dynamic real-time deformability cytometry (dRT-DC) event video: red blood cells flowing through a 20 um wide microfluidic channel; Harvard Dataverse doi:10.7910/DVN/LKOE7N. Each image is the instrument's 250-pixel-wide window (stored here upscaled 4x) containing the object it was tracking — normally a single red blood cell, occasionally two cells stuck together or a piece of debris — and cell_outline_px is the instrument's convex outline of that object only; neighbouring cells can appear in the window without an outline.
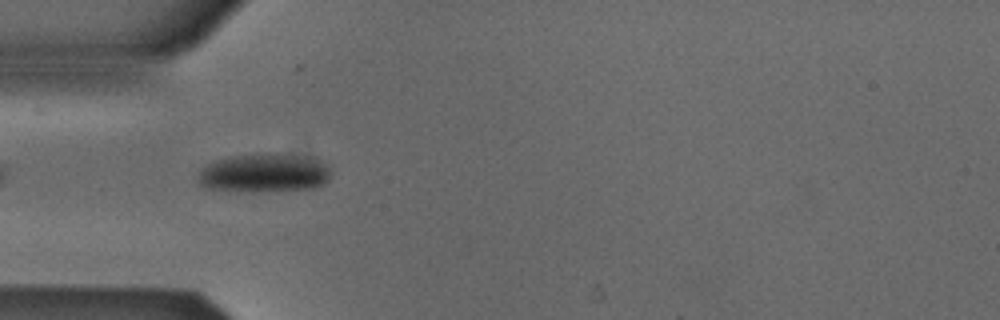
{"species": "Egyptian fruit bat (a non-hibernating species)", "species_latin": "Rousettus aegyptiacus", "temperature_condition": "cold", "stored_images_in_passage": 39, "camera_frame_rate_fps": 3000, "um_per_image_px": 0.085, "animal": {"sex": "male"}, "frame": {"image": 1, "passage_image": 2, "time_ms": 0.333, "image_size_px": [1000, 320], "cell_outline_px": [[332, 168], [328, 180], [324, 184], [312, 188], [252, 192], [204, 188], [200, 184], [200, 168], [216, 160], [236, 156], [284, 156], [320, 160]], "centroid_in_image_um": [22.45, 14.76], "position_along_channel_um": 62.6, "area_um2": 28.84}}
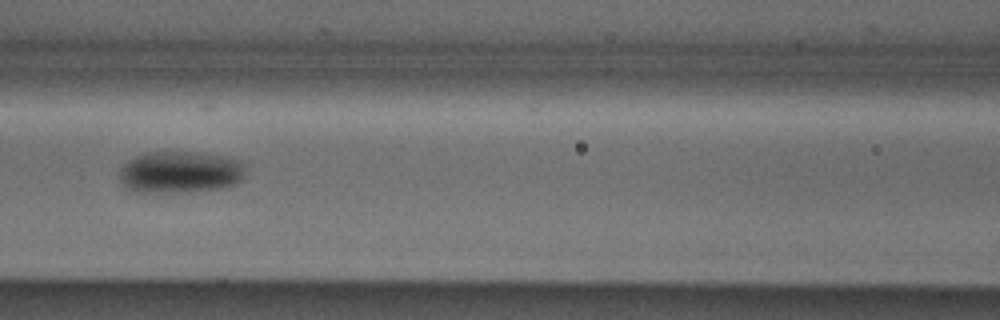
{"frame": {"image": 2, "passage_image": 9, "time_ms": 2.667, "image_size_px": [1000, 320], "cell_outline_px": [[244, 176], [236, 184], [224, 188], [192, 192], [136, 192], [124, 188], [120, 180], [120, 168], [128, 160], [136, 156], [148, 152], [196, 152], [224, 156], [240, 160], [244, 164]], "centroid_in_image_um": [15.31, 14.64], "position_along_channel_um": 151.3, "area_um2": 31.15}}
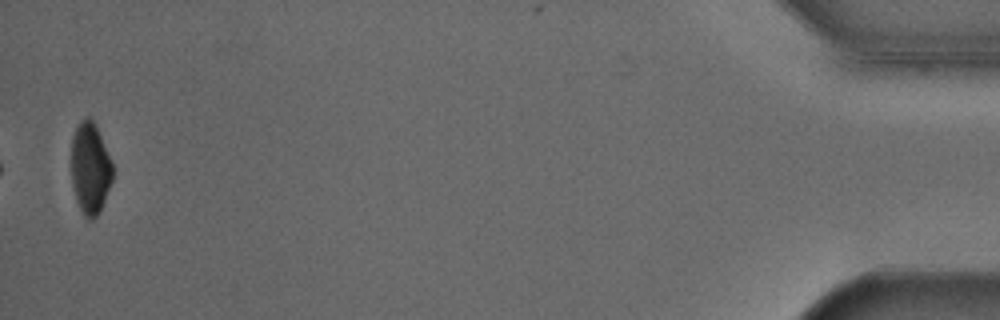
{"frame": {"image": 3, "passage_image": 38, "time_ms": 12.333, "image_size_px": [1000, 320], "cell_outline_px": [[112, 180], [100, 212], [92, 220], [88, 220], [84, 216], [76, 200], [72, 184], [72, 136], [80, 120], [88, 116], [96, 124], [112, 164]], "centroid_in_image_um": [7.66, 14.31], "position_along_channel_um": 427.5, "area_um2": 21.91}, "authors_computed_cell_mechanics": {"area_um2": 28.9578, "velocity_mm_per_s": 3.8544, "shape_relaxation_time_tau1_ms": 3.6097, "shape_relaxation_time_tau2_ms": null, "deformation_change_tau1": 0.096, "deformation_change_tau2": null}}